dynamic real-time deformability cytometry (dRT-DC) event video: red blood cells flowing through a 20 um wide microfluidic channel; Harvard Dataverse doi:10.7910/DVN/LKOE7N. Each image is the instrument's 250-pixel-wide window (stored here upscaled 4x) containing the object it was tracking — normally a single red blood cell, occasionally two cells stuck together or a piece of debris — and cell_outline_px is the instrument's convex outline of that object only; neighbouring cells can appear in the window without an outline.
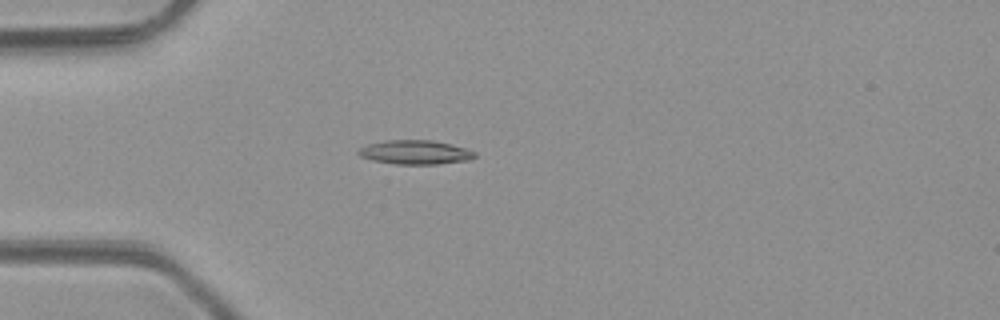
{"species": "common noctule bat (a hibernating species)", "species_latin": "Nyctalus noctula", "temperature_condition": "room temperature", "stored_images_in_passage": 4, "camera_frame_rate_fps": 3000, "um_per_image_px": 0.085, "animal": {"sex": "male", "body_mass_g": 23.1, "forearm_length_mm": 52.7}, "frame": {"image": 1, "passage_image": 4, "time_ms": 4.0, "image_size_px": [1000, 320], "cell_outline_px": [[476, 156], [468, 160], [436, 164], [396, 164], [372, 160], [360, 156], [356, 152], [360, 148], [368, 144], [384, 140], [432, 140], [452, 144], [476, 152]], "centroid_in_image_um": [35.28, 12.94], "position_along_channel_um": 49.7, "area_um2": 16.3}}